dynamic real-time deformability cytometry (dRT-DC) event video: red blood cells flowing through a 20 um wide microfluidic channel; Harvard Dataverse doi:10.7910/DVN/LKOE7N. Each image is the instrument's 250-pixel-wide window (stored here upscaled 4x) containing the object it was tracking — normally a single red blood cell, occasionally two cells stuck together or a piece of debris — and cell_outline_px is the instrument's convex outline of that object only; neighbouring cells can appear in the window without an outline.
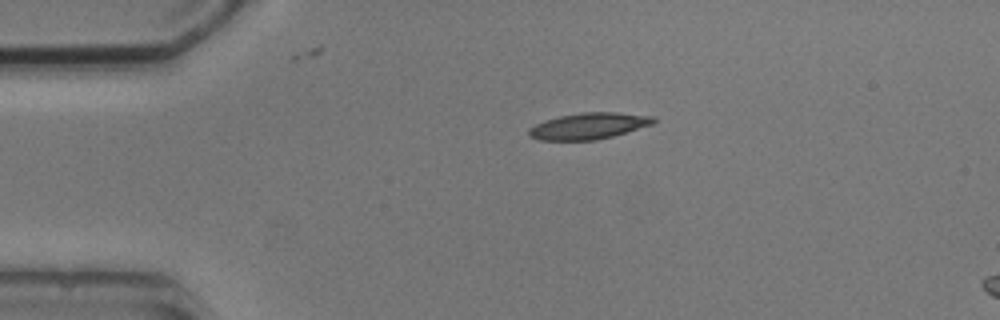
{"species": "common noctule bat (a hibernating species)", "species_latin": "Nyctalus noctula", "temperature_condition": "cold", "stored_images_in_passage": 3, "segment_of_instrument_passage": [1, 2], "camera_frame_rate_fps": 3000, "um_per_image_px": 0.085, "animal": {"sex": "male", "body_mass_g": 20.5, "forearm_length_mm": 52.5}, "frame": {"image": 1, "passage_image": 1, "time_ms": 0.0, "image_size_px": [1000, 320], "cell_outline_px": [[656, 120], [652, 124], [612, 136], [596, 140], [540, 140], [532, 136], [528, 132], [528, 128], [544, 120], [560, 116], [580, 112], [616, 112], [656, 116]], "centroid_in_image_um": [50.05, 10.69], "position_along_channel_um": 34.9, "area_um2": 19.02}}